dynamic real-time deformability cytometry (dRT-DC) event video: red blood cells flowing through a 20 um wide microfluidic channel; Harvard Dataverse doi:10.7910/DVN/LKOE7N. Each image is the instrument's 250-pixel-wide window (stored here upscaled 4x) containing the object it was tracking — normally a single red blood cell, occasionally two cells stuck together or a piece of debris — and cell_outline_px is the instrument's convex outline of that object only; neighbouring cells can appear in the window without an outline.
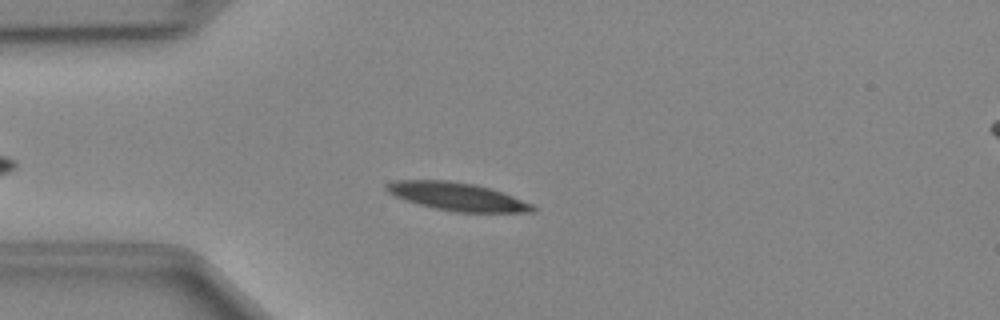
{"species": "Egyptian fruit bat (a non-hibernating species)", "species_latin": "Rousettus aegyptiacus", "temperature_condition": "cold", "stored_images_in_passage": 42, "camera_frame_rate_fps": 3000, "um_per_image_px": 0.085, "animal": {"sex": "female"}, "frame": {"image": 1, "passage_image": 9, "time_ms": 2.667, "image_size_px": [1000, 320], "cell_outline_px": [[536, 212], [456, 212], [436, 208], [404, 200], [388, 192], [384, 188], [384, 184], [396, 180], [448, 180], [476, 184], [512, 196], [532, 204], [536, 208]], "centroid_in_image_um": [38.83, 16.7], "position_along_channel_um": 46.2, "area_um2": 23.7}}
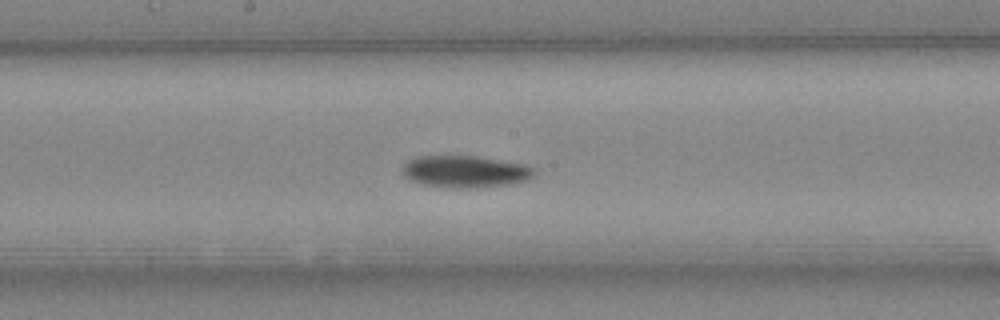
{"frame": {"image": 2, "passage_image": 22, "time_ms": 7.0, "image_size_px": [1000, 320], "cell_outline_px": [[536, 172], [528, 180], [512, 184], [476, 188], [452, 188], [424, 184], [412, 180], [404, 176], [400, 172], [400, 168], [408, 160], [416, 156], [476, 156], [524, 164], [536, 168]], "centroid_in_image_um": [39.54, 14.58], "position_along_channel_um": 208.7, "area_um2": 24.8}}
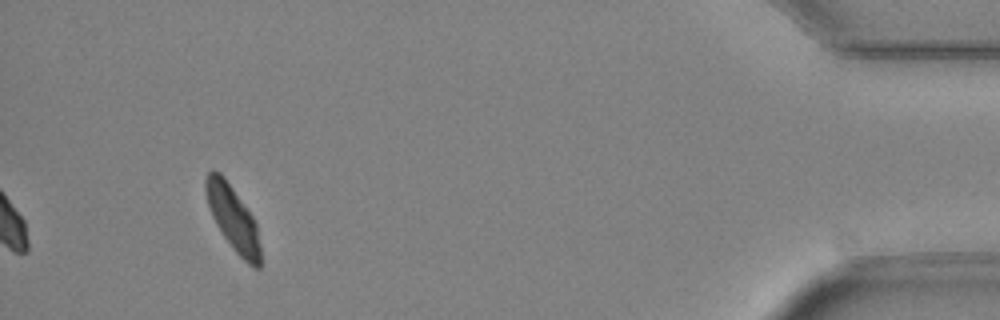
{"frame": {"image": 3, "passage_image": 42, "time_ms": 13.667, "image_size_px": [1000, 320], "cell_outline_px": [[260, 268], [256, 268], [248, 264], [232, 248], [216, 224], [212, 216], [204, 192], [204, 180], [208, 172], [212, 168], [220, 172], [224, 176], [252, 216], [256, 224], [260, 244]], "centroid_in_image_um": [19.77, 18.51], "position_along_channel_um": 415.4, "area_um2": 20.52}}